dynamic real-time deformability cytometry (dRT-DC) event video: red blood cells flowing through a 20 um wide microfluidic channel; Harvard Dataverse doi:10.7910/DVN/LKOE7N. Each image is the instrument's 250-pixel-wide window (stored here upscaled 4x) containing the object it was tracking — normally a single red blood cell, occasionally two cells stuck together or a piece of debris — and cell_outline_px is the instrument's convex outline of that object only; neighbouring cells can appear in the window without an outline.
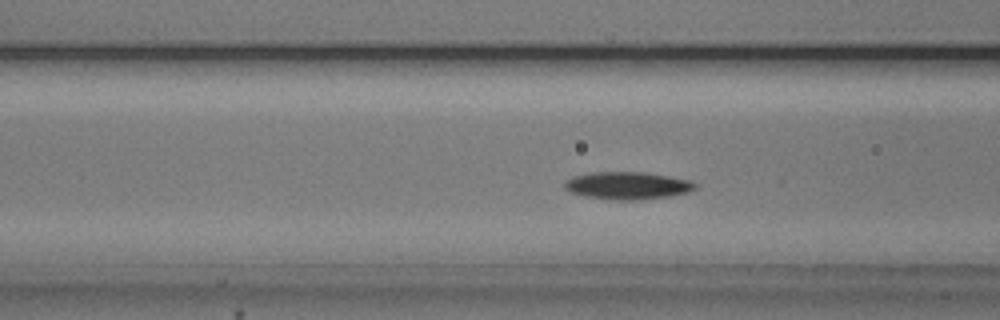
{"species": "common noctule bat (a hibernating species)", "species_latin": "Nyctalus noctula", "temperature_condition": "cold", "stored_images_in_passage": 15, "camera_frame_rate_fps": 3000, "um_per_image_px": 0.085, "animal": {"sex": "male", "body_mass_g": 20.5, "forearm_length_mm": 52.5}, "frame": {"image": 1, "passage_image": 10, "time_ms": 3.0, "image_size_px": [1000, 320], "cell_outline_px": [[700, 184], [696, 188], [688, 192], [668, 196], [640, 200], [612, 200], [584, 196], [572, 192], [564, 188], [564, 180], [572, 176], [592, 172], [644, 172], [692, 180]], "centroid_in_image_um": [53.35, 15.77], "position_along_channel_um": 113.3, "area_um2": 21.15}}
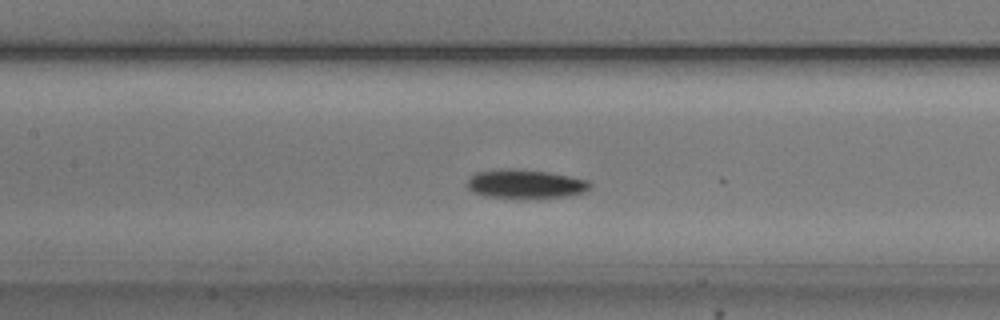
{"frame": {"image": 2, "passage_image": 14, "time_ms": 4.333, "image_size_px": [1000, 320], "cell_outline_px": [[592, 184], [584, 192], [568, 196], [484, 196], [472, 192], [468, 188], [468, 180], [476, 172], [500, 168], [520, 168], [548, 172], [588, 180]], "centroid_in_image_um": [44.63, 15.59], "position_along_channel_um": 162.8, "area_um2": 20.11}}